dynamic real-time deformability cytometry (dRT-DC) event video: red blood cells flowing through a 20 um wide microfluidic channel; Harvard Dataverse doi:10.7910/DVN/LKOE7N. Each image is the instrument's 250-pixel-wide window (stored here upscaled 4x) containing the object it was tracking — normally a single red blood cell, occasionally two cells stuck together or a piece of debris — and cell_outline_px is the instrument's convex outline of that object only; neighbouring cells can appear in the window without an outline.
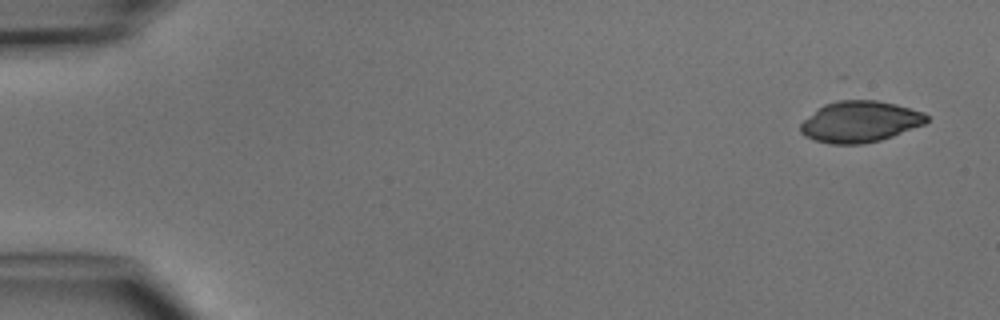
{"species": "common noctule bat (a hibernating species)", "species_latin": "Nyctalus noctula", "temperature_condition": "cold", "stored_images_in_passage": 4, "camera_frame_rate_fps": 3000, "um_per_image_px": 0.085, "animal": {"sex": "male", "body_mass_g": 15.6}, "frame": {"image": 1, "passage_image": 1, "time_ms": 0.0, "image_size_px": [1000, 320], "cell_outline_px": [[928, 120], [924, 124], [892, 136], [880, 140], [864, 144], [828, 144], [804, 136], [800, 132], [800, 124], [804, 120], [824, 104], [840, 100], [876, 100], [896, 104], [924, 112], [928, 116]], "centroid_in_image_um": [73.1, 10.35], "position_along_channel_um": 11.9, "area_um2": 30.17}}
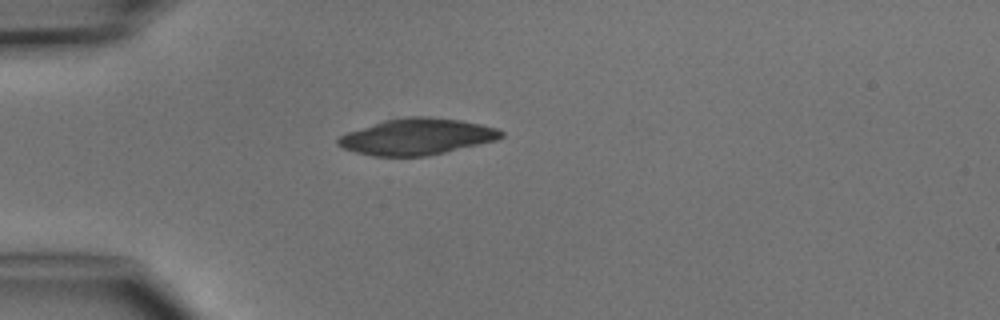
{"frame": {"image": 2, "passage_image": 4, "time_ms": 3.667, "image_size_px": [1000, 320], "cell_outline_px": [[504, 136], [496, 140], [428, 156], [372, 156], [356, 152], [344, 148], [336, 144], [336, 140], [340, 136], [348, 132], [384, 120], [408, 116], [428, 116], [460, 120], [480, 124], [496, 128], [504, 132]], "centroid_in_image_um": [35.43, 11.61], "position_along_channel_um": 49.6, "area_um2": 34.33}}